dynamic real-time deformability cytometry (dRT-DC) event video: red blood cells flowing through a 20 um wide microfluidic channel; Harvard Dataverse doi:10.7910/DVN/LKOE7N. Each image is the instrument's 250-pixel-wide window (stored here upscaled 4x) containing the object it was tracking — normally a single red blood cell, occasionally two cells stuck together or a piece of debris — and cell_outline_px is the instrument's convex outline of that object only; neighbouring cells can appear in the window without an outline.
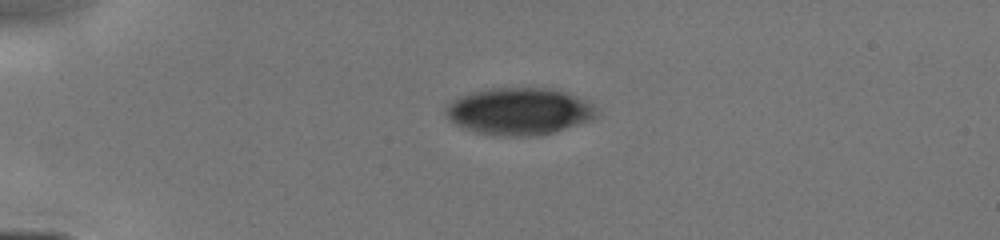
{"species": "human", "species_latin": "Homo sapiens", "temperature_condition": "cold", "stored_images_in_passage": 6, "camera_frame_rate_fps": 3000, "um_per_image_px": 0.085, "donor": {"sex": "male"}, "frame": {"image": 1, "passage_image": 1, "time_ms": 0.0, "image_size_px": [1000, 240], "cell_outline_px": [[600, 112], [596, 116], [588, 120], [556, 132], [536, 136], [504, 136], [476, 132], [464, 128], [448, 120], [444, 112], [444, 108], [452, 100], [460, 96], [472, 92], [488, 88], [548, 88], [564, 92], [588, 100]], "centroid_in_image_um": [44.11, 9.46], "position_along_channel_um": 40.9, "area_um2": 41.5}}
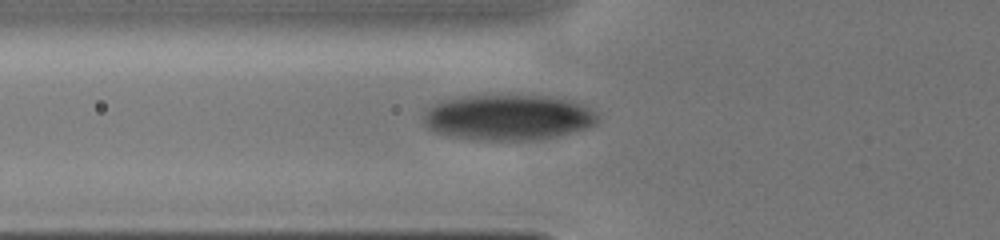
{"frame": {"image": 2, "passage_image": 5, "time_ms": 2.0, "image_size_px": [1000, 240], "cell_outline_px": [[600, 120], [596, 124], [588, 128], [556, 136], [524, 140], [472, 140], [448, 136], [432, 132], [424, 124], [424, 112], [432, 104], [440, 100], [460, 96], [484, 92], [516, 92], [552, 96], [572, 100], [584, 104], [596, 112], [600, 116]], "centroid_in_image_um": [43.17, 9.9], "position_along_channel_um": 82.6, "area_um2": 48.67}}